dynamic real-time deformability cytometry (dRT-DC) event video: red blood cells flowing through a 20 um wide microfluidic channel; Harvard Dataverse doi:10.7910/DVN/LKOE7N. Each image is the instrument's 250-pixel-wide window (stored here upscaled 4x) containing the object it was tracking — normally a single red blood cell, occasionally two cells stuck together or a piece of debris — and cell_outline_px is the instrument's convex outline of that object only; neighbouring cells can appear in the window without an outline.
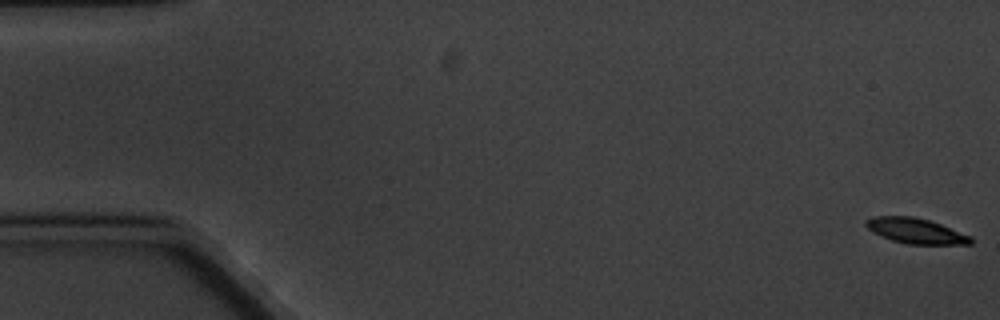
{"species": "common noctule bat (a hibernating species)", "species_latin": "Nyctalus noctula", "temperature_condition": "cold", "stored_images_in_passage": 6, "camera_frame_rate_fps": 3000, "um_per_image_px": 0.085, "animal": {"sex": "male", "body_mass_g": 20.1, "forearm_length_mm": 53.5}, "frame": {"image": 1, "passage_image": 1, "time_ms": 0.0, "image_size_px": [1000, 320], "cell_outline_px": [[972, 244], [908, 244], [892, 240], [880, 236], [872, 232], [864, 224], [864, 220], [872, 216], [912, 216], [928, 220], [940, 224], [972, 236]], "centroid_in_image_um": [77.8, 19.62], "position_along_channel_um": 7.2, "area_um2": 15.49}}
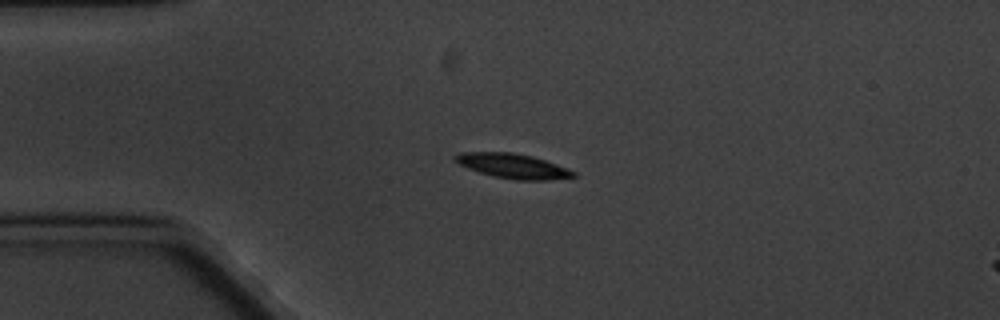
{"frame": {"image": 2, "passage_image": 5, "time_ms": 4.667, "image_size_px": [1000, 320], "cell_outline_px": [[576, 176], [548, 180], [516, 180], [496, 176], [480, 172], [468, 168], [452, 160], [452, 156], [460, 152], [512, 152], [532, 156], [556, 164], [576, 172]], "centroid_in_image_um": [43.56, 14.1], "position_along_channel_um": 41.4, "area_um2": 16.88}}